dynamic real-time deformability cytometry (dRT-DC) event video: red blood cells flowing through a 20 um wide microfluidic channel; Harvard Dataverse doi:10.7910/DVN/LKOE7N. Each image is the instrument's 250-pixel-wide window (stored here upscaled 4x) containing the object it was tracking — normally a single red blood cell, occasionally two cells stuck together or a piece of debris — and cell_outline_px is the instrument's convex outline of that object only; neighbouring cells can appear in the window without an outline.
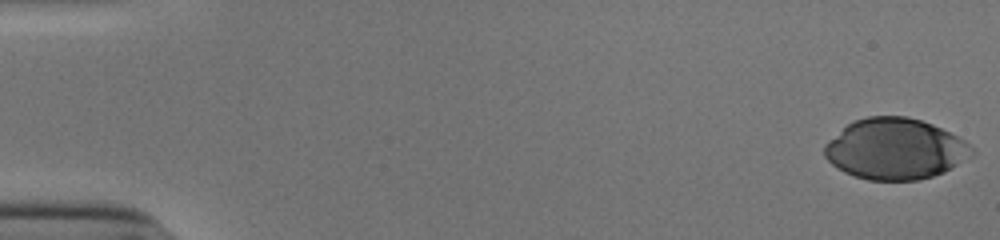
{"species": "human", "species_latin": "Homo sapiens", "temperature_condition": "cold", "stored_images_in_passage": 45, "camera_frame_rate_fps": 3000, "um_per_image_px": 0.085, "donor": {"sex": "male"}, "frame": {"image": 1, "passage_image": 1, "time_ms": 0.0, "image_size_px": [1000, 240], "cell_outline_px": [[976, 152], [972, 156], [944, 172], [932, 176], [916, 180], [868, 180], [844, 172], [832, 164], [824, 156], [824, 144], [852, 120], [868, 116], [908, 116], [932, 124], [964, 140]], "centroid_in_image_um": [76.08, 12.65], "position_along_channel_um": 8.9, "area_um2": 52.19}}
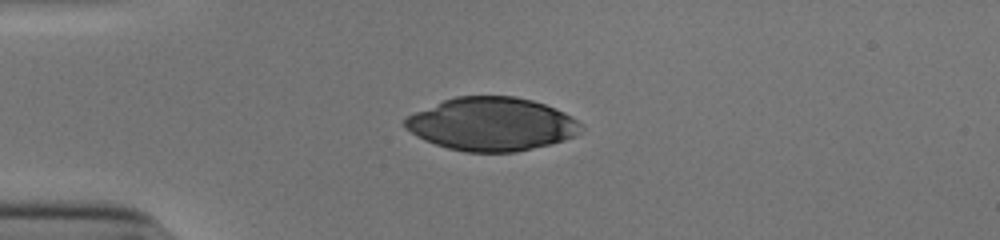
{"frame": {"image": 2, "passage_image": 14, "time_ms": 4.333, "image_size_px": [1000, 240], "cell_outline_px": [[584, 128], [576, 136], [564, 140], [516, 152], [464, 152], [448, 148], [424, 140], [416, 136], [404, 128], [404, 120], [408, 116], [416, 112], [444, 100], [456, 96], [516, 96], [532, 100], [556, 108], [572, 116]], "centroid_in_image_um": [41.8, 10.55], "position_along_channel_um": 43.2, "area_um2": 54.62}}